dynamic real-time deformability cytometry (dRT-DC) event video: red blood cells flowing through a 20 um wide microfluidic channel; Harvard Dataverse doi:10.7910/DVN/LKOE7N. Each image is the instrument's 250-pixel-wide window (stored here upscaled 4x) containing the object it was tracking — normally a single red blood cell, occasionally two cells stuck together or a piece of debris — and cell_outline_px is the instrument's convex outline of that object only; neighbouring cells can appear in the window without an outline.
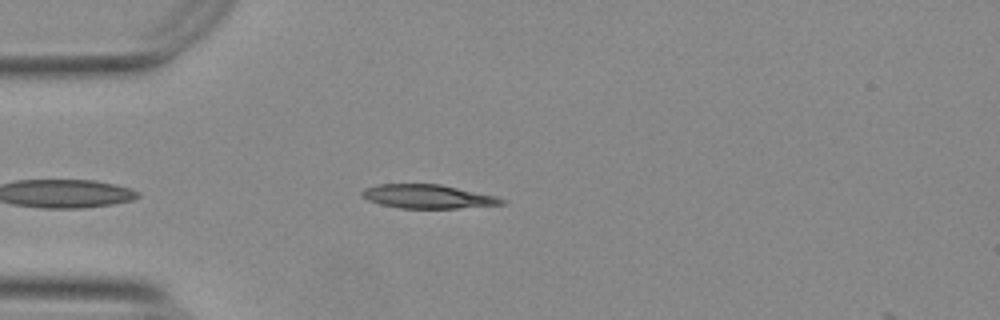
{"species": "Egyptian fruit bat (a non-hibernating species)", "species_latin": "Rousettus aegyptiacus", "temperature_condition": "warm", "stored_images_in_passage": 19, "camera_frame_rate_fps": 3000, "um_per_image_px": 0.085, "animal": {"sex": "female"}, "frame": {"image": 1, "passage_image": 1, "time_ms": 0.0, "image_size_px": [1000, 320], "cell_outline_px": [[508, 204], [456, 208], [400, 208], [380, 204], [368, 200], [360, 196], [360, 192], [364, 188], [376, 184], [440, 184], [496, 196], [508, 200]], "centroid_in_image_um": [36.36, 16.7], "position_along_channel_um": 48.6, "area_um2": 19.54}}
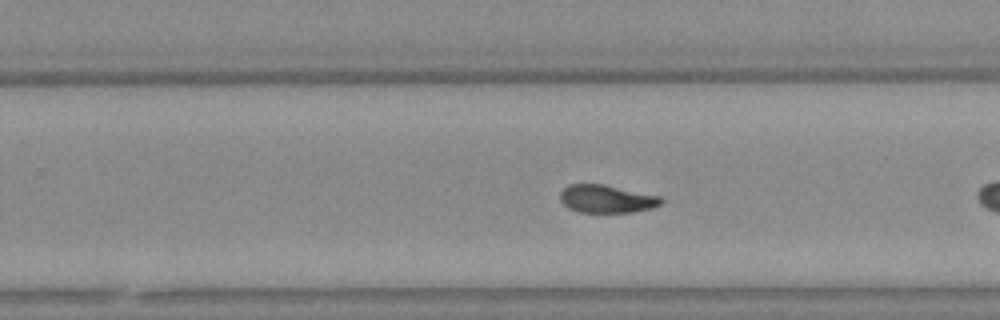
{"frame": {"image": 2, "passage_image": 14, "time_ms": 4.333, "image_size_px": [1000, 320], "cell_outline_px": [[664, 200], [660, 204], [652, 208], [632, 212], [580, 212], [568, 208], [560, 200], [560, 192], [568, 184], [604, 184], [660, 196]], "centroid_in_image_um": [51.55, 16.9], "position_along_channel_um": 278.2, "area_um2": 16.42}}